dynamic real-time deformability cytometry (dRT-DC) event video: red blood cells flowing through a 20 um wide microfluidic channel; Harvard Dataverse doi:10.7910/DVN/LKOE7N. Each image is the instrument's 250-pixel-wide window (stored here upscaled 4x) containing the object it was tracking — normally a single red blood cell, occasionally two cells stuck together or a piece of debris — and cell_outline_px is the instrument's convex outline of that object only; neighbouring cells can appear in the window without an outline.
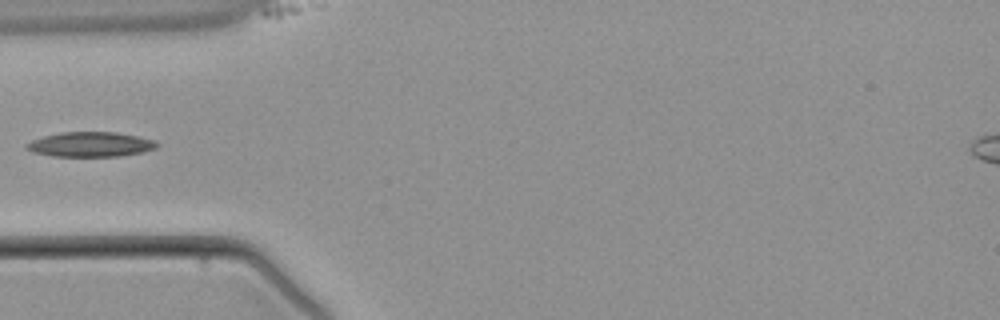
{"species": "common noctule bat (a hibernating species)", "species_latin": "Nyctalus noctula", "temperature_condition": "warm", "stored_images_in_passage": 8, "camera_frame_rate_fps": 3000, "um_per_image_px": 0.085, "animal": {"sex": "male", "body_mass_g": 21.5, "forearm_length_mm": 52.0}, "frame": {"image": 1, "passage_image": 4, "time_ms": 4.333, "image_size_px": [1000, 320], "cell_outline_px": [[160, 144], [156, 148], [144, 152], [120, 156], [52, 156], [32, 152], [24, 148], [24, 144], [32, 140], [44, 136], [60, 132], [116, 132], [156, 140]], "centroid_in_image_um": [7.69, 12.27], "position_along_channel_um": 77.3, "area_um2": 19.02}}